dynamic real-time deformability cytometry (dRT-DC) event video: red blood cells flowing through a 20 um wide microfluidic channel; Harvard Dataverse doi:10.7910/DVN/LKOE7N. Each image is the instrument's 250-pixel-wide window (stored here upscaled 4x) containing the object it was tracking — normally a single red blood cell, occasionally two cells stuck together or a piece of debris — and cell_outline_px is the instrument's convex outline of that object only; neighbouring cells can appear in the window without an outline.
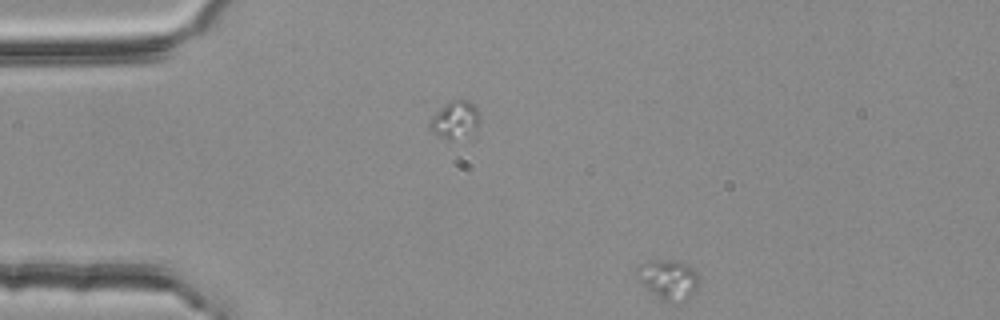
{"species": "common noctule bat (a hibernating species)", "species_latin": "Nyctalus noctula", "temperature_condition": "room temperature", "stored_images_in_passage": 3, "camera_frame_rate_fps": 3000, "um_per_image_px": 0.085, "animal": {"sex": "female", "body_mass_g": 25.1}, "frame": {"image": 1, "passage_image": 3, "time_ms": 0.667, "image_size_px": [1000, 320], "cell_outline_px": [[700, 280], [696, 292], [684, 304], [676, 304], [660, 300], [640, 280], [640, 264], [648, 260], [676, 260], [688, 264], [696, 272]], "centroid_in_image_um": [56.94, 23.81], "position_along_channel_um": 28.1, "area_um2": 14.57}}